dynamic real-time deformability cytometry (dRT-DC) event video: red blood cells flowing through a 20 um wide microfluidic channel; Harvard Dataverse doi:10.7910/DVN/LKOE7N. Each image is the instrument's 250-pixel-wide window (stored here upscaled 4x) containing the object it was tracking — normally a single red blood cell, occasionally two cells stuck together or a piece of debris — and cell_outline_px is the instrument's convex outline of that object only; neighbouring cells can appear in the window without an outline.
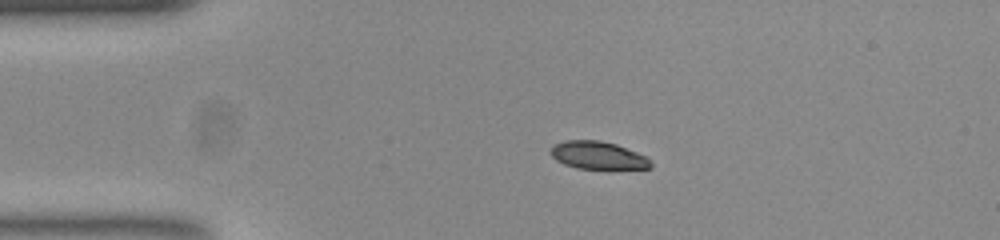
{"species": "common noctule bat (a hibernating species)", "species_latin": "Nyctalus noctula", "temperature_condition": "room temperature", "stored_images_in_passage": 43, "camera_frame_rate_fps": 3000, "um_per_image_px": 0.085, "animal": {"sex": "female", "body_mass_g": 23.0, "forearm_length_mm": 53.4}, "frame": {"image": 1, "passage_image": 1, "time_ms": 0.0, "image_size_px": [1000, 240], "cell_outline_px": [[652, 168], [576, 168], [564, 164], [556, 160], [548, 152], [552, 144], [564, 140], [600, 140], [616, 144], [648, 156], [652, 164]], "centroid_in_image_um": [50.79, 13.18], "position_along_channel_um": 34.2, "area_um2": 16.3}}
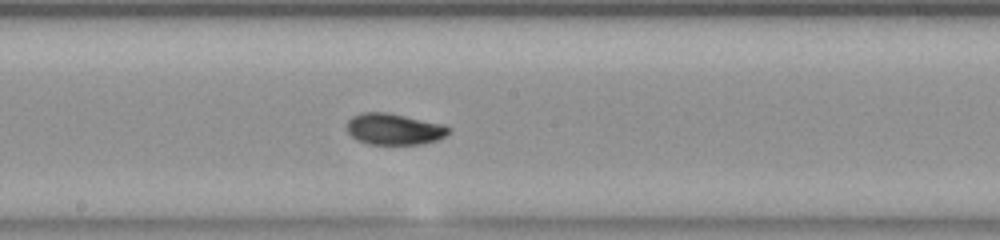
{"frame": {"image": 2, "passage_image": 18, "time_ms": 5.667, "image_size_px": [1000, 240], "cell_outline_px": [[452, 128], [444, 136], [436, 140], [420, 144], [368, 144], [356, 140], [348, 132], [348, 120], [352, 116], [364, 112], [388, 112], [444, 124]], "centroid_in_image_um": [33.5, 10.97], "position_along_channel_um": 214.7, "area_um2": 18.55}}
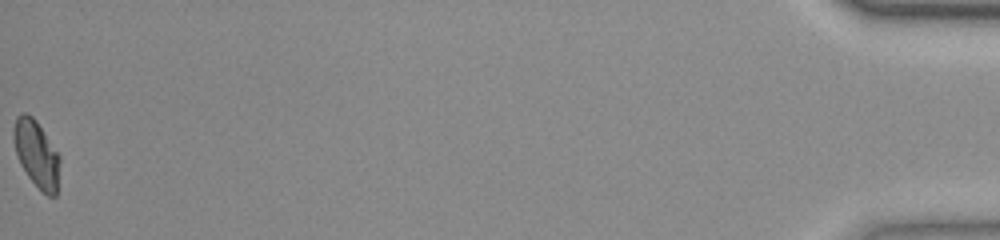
{"frame": {"image": 3, "passage_image": 43, "time_ms": 14.0, "image_size_px": [1000, 240], "cell_outline_px": [[60, 160], [56, 196], [48, 196], [28, 176], [20, 164], [16, 156], [12, 136], [12, 128], [16, 116], [20, 112], [24, 112], [32, 116], [36, 120], [60, 156]], "centroid_in_image_um": [3.07, 13.03], "position_along_channel_um": 432.1, "area_um2": 18.03}, "authors_computed_cell_mechanics": {"area_um2": 18.2648, "velocity_mm_per_s": 3.8803, "shape_relaxation_time_tau1_ms": 2.781, "shape_relaxation_time_tau2_ms": 1.5267, "deformation_change_tau1": 0.147, "deformation_change_tau2": 0.0509}}